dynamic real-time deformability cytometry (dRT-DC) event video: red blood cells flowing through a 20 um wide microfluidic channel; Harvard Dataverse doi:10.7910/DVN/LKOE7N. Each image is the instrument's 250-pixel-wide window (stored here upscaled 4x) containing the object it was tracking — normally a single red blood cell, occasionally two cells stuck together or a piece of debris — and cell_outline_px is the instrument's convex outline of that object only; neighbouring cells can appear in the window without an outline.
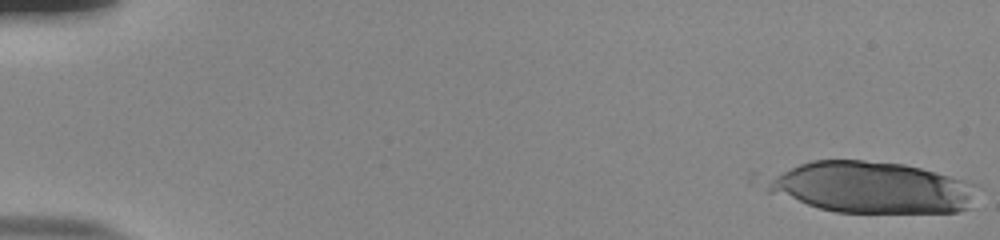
{"species": "human", "species_latin": "Homo sapiens", "temperature_condition": "room temperature", "stored_images_in_passage": 19, "camera_frame_rate_fps": 3000, "um_per_image_px": 0.085, "donor": {"sex": "male"}, "frame": {"image": 1, "passage_image": 1, "time_ms": 0.0, "image_size_px": [1000, 240], "cell_outline_px": [[980, 184], [968, 208], [956, 212], [836, 212], [820, 208], [768, 192], [748, 184], [748, 172], [812, 160], [864, 160], [904, 164], [968, 180]], "centroid_in_image_um": [73.63, 15.86], "position_along_channel_um": 11.4, "area_um2": 66.59}}